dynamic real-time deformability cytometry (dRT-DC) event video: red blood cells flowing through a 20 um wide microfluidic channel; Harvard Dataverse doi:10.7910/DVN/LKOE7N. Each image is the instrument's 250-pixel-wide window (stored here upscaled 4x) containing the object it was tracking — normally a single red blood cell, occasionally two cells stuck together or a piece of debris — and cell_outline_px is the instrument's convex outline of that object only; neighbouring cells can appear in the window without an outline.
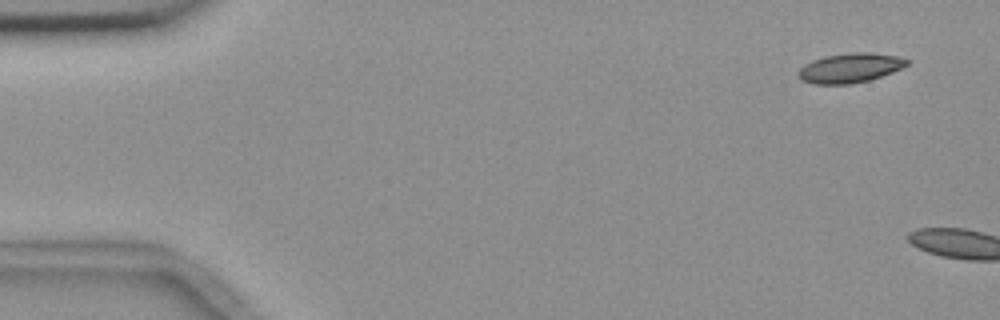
{"species": "common noctule bat (a hibernating species)", "species_latin": "Nyctalus noctula", "temperature_condition": "room temperature", "stored_images_in_passage": 4, "camera_frame_rate_fps": 3000, "um_per_image_px": 0.085, "animal": {"sex": "female", "body_mass_g": 18.4}, "frame": {"image": 1, "passage_image": 1, "time_ms": 0.0, "image_size_px": [1000, 320], "cell_outline_px": [[908, 64], [892, 72], [868, 80], [852, 84], [812, 84], [800, 80], [796, 72], [804, 64], [812, 60], [824, 56], [852, 52], [868, 52], [896, 56], [908, 60]], "centroid_in_image_um": [72.17, 5.78], "position_along_channel_um": 12.8, "area_um2": 18.67}}